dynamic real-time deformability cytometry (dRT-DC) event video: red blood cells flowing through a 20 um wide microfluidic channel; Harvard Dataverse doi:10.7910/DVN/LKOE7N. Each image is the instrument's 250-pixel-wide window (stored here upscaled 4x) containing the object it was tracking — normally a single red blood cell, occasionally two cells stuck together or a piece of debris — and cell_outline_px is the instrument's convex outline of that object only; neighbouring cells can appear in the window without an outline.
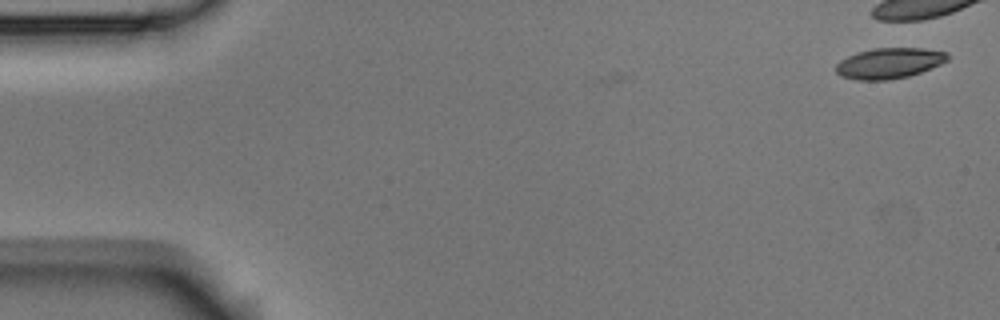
{"species": "Egyptian fruit bat (a non-hibernating species)", "species_latin": "Rousettus aegyptiacus", "temperature_condition": "room temperature", "stored_images_in_passage": 12, "camera_frame_rate_fps": 3000, "um_per_image_px": 0.085, "animal": {"sex": "male"}, "frame": {"image": 1, "passage_image": 1, "time_ms": 0.0, "image_size_px": [1000, 320], "cell_outline_px": [[948, 60], [940, 64], [920, 72], [908, 76], [888, 80], [856, 80], [840, 76], [836, 72], [836, 64], [840, 60], [856, 52], [872, 48], [924, 48], [948, 52]], "centroid_in_image_um": [75.56, 5.36], "position_along_channel_um": 9.4, "area_um2": 20.0}}